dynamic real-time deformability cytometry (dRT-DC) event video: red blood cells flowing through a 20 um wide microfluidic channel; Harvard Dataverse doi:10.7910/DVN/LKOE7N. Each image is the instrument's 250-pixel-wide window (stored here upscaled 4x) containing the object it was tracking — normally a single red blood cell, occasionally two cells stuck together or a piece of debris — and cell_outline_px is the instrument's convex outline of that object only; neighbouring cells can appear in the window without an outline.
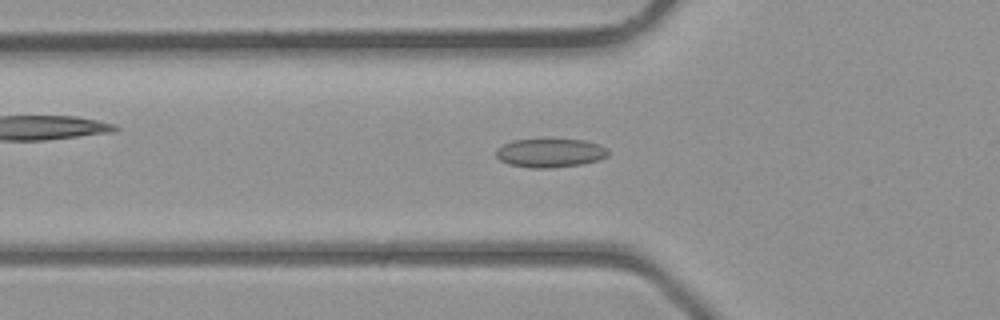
{"species": "common noctule bat (a hibernating species)", "species_latin": "Nyctalus noctula", "temperature_condition": "room temperature", "stored_images_in_passage": 41, "camera_frame_rate_fps": 3000, "um_per_image_px": 0.085, "animal": {"sex": "male", "body_mass_g": 23.1, "forearm_length_mm": 52.7}, "frame": {"image": 1, "passage_image": 14, "time_ms": 4.333, "image_size_px": [1000, 320], "cell_outline_px": [[608, 156], [600, 160], [580, 164], [552, 168], [532, 168], [508, 164], [500, 160], [496, 156], [496, 148], [512, 140], [584, 140], [608, 148]], "centroid_in_image_um": [46.75, 13.01], "position_along_channel_um": 79.0, "area_um2": 18.67}}
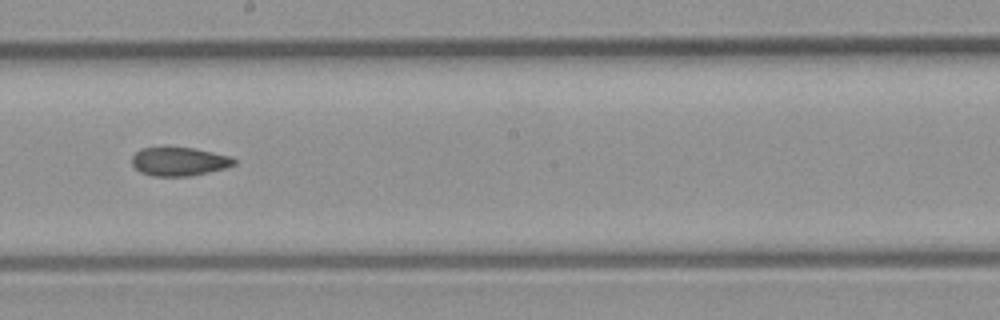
{"frame": {"image": 2, "passage_image": 23, "time_ms": 7.333, "image_size_px": [1000, 320], "cell_outline_px": [[236, 164], [228, 168], [192, 176], [152, 176], [140, 172], [132, 164], [132, 156], [140, 148], [192, 148], [232, 156], [236, 160]], "centroid_in_image_um": [15.27, 13.74], "position_along_channel_um": 232.9, "area_um2": 17.11}}
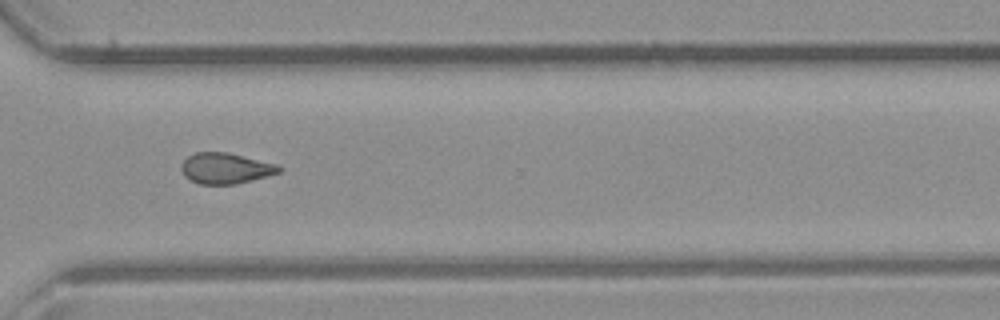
{"frame": {"image": 3, "passage_image": 30, "time_ms": 9.667, "image_size_px": [1000, 320], "cell_outline_px": [[284, 168], [280, 172], [268, 176], [236, 184], [200, 184], [184, 176], [180, 168], [180, 164], [188, 156], [196, 152], [228, 152], [276, 164]], "centroid_in_image_um": [19.17, 14.3], "position_along_channel_um": 351.4, "area_um2": 17.57}}